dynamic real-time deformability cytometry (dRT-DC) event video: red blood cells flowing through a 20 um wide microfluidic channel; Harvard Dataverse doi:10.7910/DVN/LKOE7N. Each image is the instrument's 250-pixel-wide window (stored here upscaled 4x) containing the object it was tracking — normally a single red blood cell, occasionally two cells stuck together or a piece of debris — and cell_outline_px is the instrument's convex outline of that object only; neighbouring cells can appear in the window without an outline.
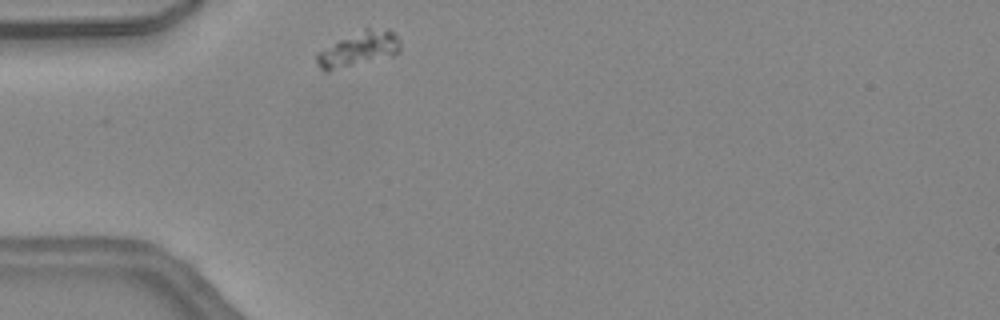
{"species": "common noctule bat (a hibernating species)", "species_latin": "Nyctalus noctula", "temperature_condition": "warm", "stored_images_in_passage": 36, "camera_frame_rate_fps": 3000, "um_per_image_px": 0.085, "animal": {"sex": "female", "body_mass_g": 24.6, "forearm_length_mm": 56.2}, "frame": {"image": 1, "passage_image": 1, "time_ms": 0.0, "image_size_px": [1000, 320], "cell_outline_px": [[400, 48], [392, 56], [328, 72], [324, 72], [316, 64], [316, 56], [320, 52], [340, 40], [364, 28], [388, 28], [400, 40]], "centroid_in_image_um": [30.5, 4.19], "position_along_channel_um": 54.5, "area_um2": 16.7}}
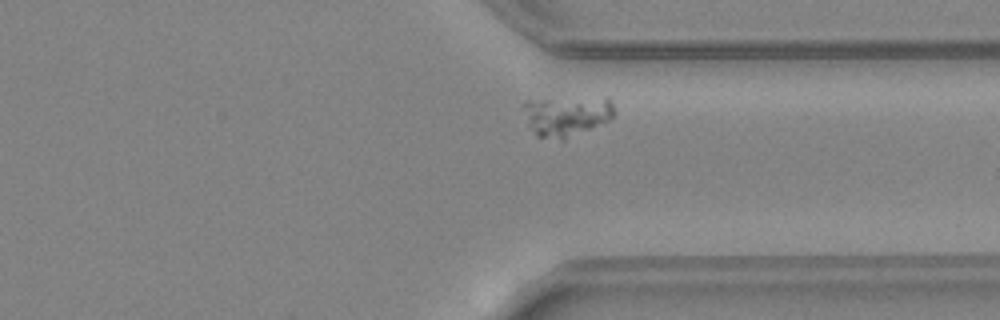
{"frame": {"image": 2, "passage_image": 24, "time_ms": 7.667, "image_size_px": [1000, 320], "cell_outline_px": [[616, 112], [608, 120], [564, 140], [560, 140], [536, 136], [532, 128], [524, 104], [528, 100], [608, 96], [612, 100]], "centroid_in_image_um": [48.26, 9.82], "position_along_channel_um": 363.1, "area_um2": 21.04}}
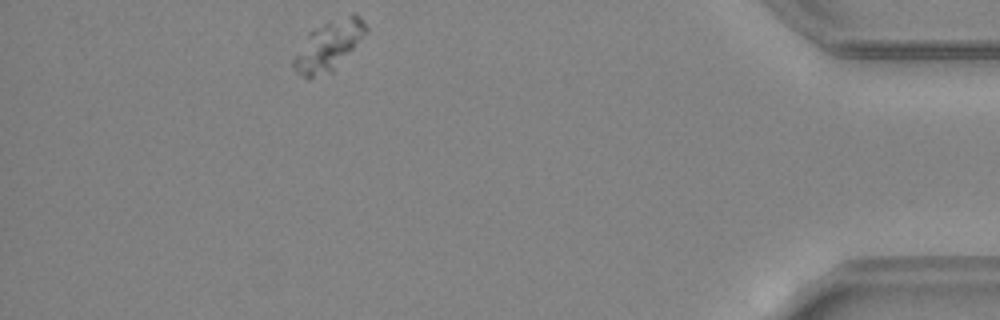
{"frame": {"image": 3, "passage_image": 31, "time_ms": 10.0, "image_size_px": [1000, 320], "cell_outline_px": [[368, 28], [352, 48], [332, 72], [308, 80], [296, 72], [292, 68], [292, 60], [308, 32], [324, 24], [352, 12], [360, 16], [364, 20]], "centroid_in_image_um": [27.88, 3.9], "position_along_channel_um": 407.3, "area_um2": 20.63}}